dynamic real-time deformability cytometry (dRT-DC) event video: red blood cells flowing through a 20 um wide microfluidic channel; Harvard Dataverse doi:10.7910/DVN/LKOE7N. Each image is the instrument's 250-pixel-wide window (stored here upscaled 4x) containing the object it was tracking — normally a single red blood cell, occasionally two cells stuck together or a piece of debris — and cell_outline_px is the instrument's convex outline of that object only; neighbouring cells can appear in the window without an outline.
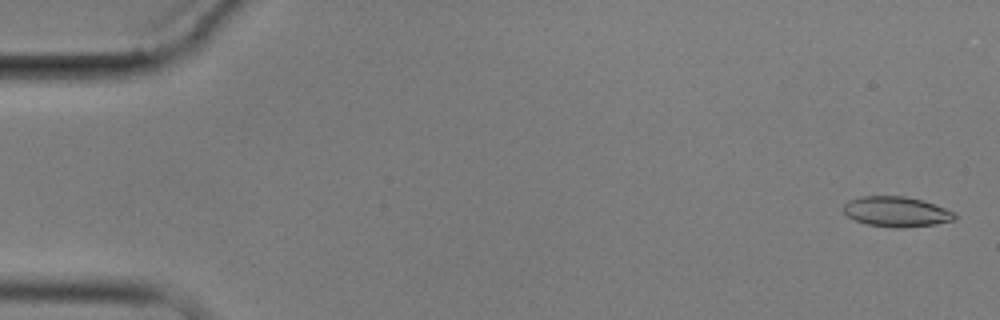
{"species": "common noctule bat (a hibernating species)", "species_latin": "Nyctalus noctula", "temperature_condition": "cold", "stored_images_in_passage": 5, "camera_frame_rate_fps": 3000, "um_per_image_px": 0.085, "animal": {"sex": "male", "body_mass_g": 17.9}, "frame": {"image": 1, "passage_image": 1, "time_ms": 0.0, "image_size_px": [1000, 320], "cell_outline_px": [[956, 220], [936, 224], [904, 228], [892, 228], [868, 224], [856, 220], [848, 216], [844, 212], [844, 204], [848, 200], [860, 196], [904, 196], [924, 200], [956, 212]], "centroid_in_image_um": [76.24, 17.99], "position_along_channel_um": 8.8, "area_um2": 19.77}}
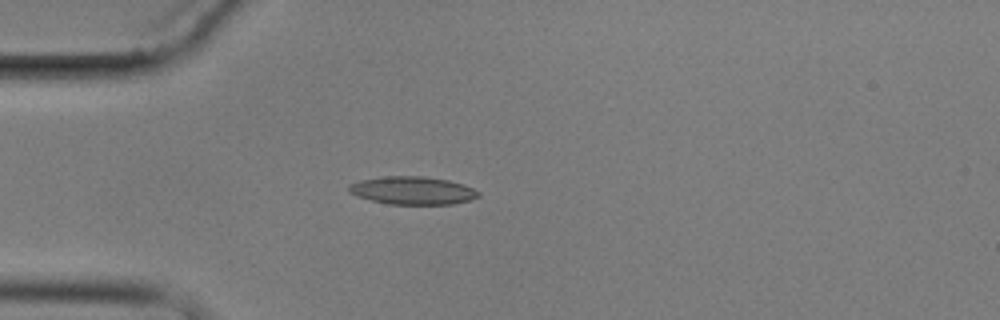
{"frame": {"image": 2, "passage_image": 5, "time_ms": 4.667, "image_size_px": [1000, 320], "cell_outline_px": [[480, 196], [468, 200], [452, 204], [388, 204], [356, 196], [348, 192], [348, 184], [360, 180], [384, 176], [424, 176], [448, 180], [464, 184], [480, 192]], "centroid_in_image_um": [35.05, 16.18], "position_along_channel_um": 50.0, "area_um2": 21.15}}